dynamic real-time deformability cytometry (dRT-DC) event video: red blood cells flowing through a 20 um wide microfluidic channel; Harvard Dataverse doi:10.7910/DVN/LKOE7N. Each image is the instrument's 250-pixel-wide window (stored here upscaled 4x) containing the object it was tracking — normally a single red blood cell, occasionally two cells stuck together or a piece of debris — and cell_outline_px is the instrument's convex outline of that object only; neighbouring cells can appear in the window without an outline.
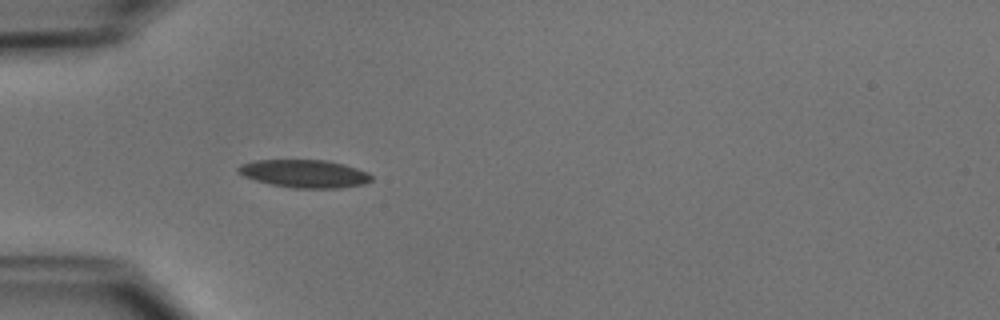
{"species": "common noctule bat (a hibernating species)", "species_latin": "Nyctalus noctula", "temperature_condition": "cold", "stored_images_in_passage": 17, "camera_frame_rate_fps": 3000, "um_per_image_px": 0.085, "animal": {"sex": "male", "body_mass_g": 15.6}, "frame": {"image": 1, "passage_image": 1, "time_ms": 0.0, "image_size_px": [1000, 320], "cell_outline_px": [[372, 180], [364, 184], [340, 188], [292, 188], [272, 184], [256, 180], [244, 176], [236, 172], [236, 168], [240, 164], [256, 160], [324, 160], [344, 164], [368, 172], [372, 176]], "centroid_in_image_um": [25.87, 14.76], "position_along_channel_um": 59.1, "area_um2": 21.68}}
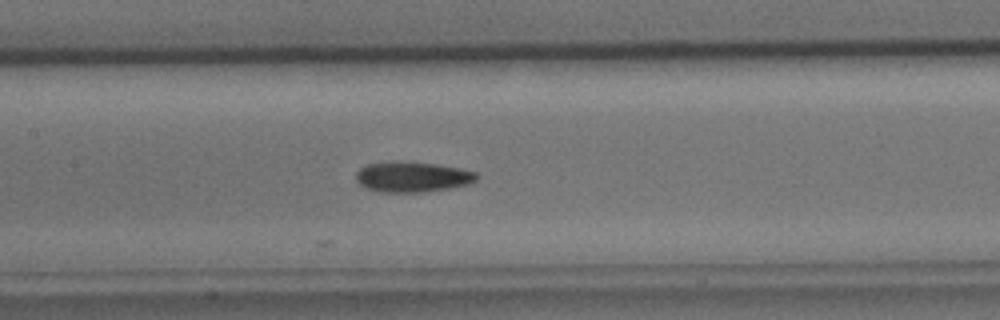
{"frame": {"image": 2, "passage_image": 10, "time_ms": 3.0, "image_size_px": [1000, 320], "cell_outline_px": [[480, 176], [476, 180], [468, 184], [448, 188], [420, 192], [380, 192], [368, 188], [360, 184], [356, 180], [356, 172], [360, 168], [368, 164], [436, 164], [460, 168], [476, 172]], "centroid_in_image_um": [35.1, 15.07], "position_along_channel_um": 172.3, "area_um2": 20.4}}
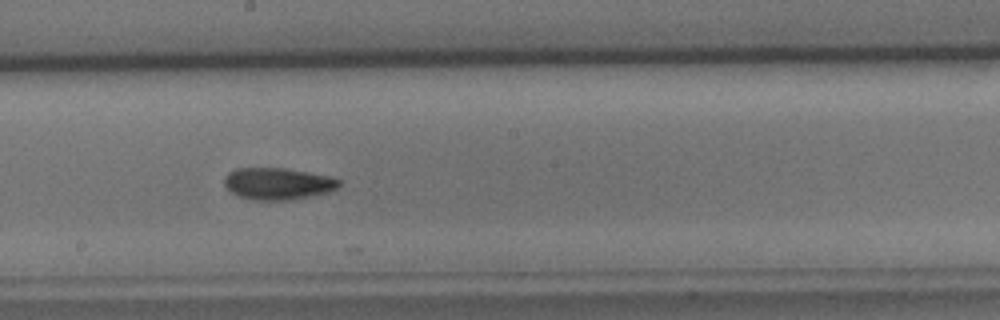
{"frame": {"image": 3, "passage_image": 14, "time_ms": 4.333, "image_size_px": [1000, 320], "cell_outline_px": [[340, 184], [336, 188], [328, 192], [292, 200], [256, 200], [240, 196], [232, 192], [224, 184], [224, 176], [228, 172], [236, 168], [284, 168], [332, 176], [340, 180]], "centroid_in_image_um": [23.62, 15.6], "position_along_channel_um": 224.6, "area_um2": 21.27}}